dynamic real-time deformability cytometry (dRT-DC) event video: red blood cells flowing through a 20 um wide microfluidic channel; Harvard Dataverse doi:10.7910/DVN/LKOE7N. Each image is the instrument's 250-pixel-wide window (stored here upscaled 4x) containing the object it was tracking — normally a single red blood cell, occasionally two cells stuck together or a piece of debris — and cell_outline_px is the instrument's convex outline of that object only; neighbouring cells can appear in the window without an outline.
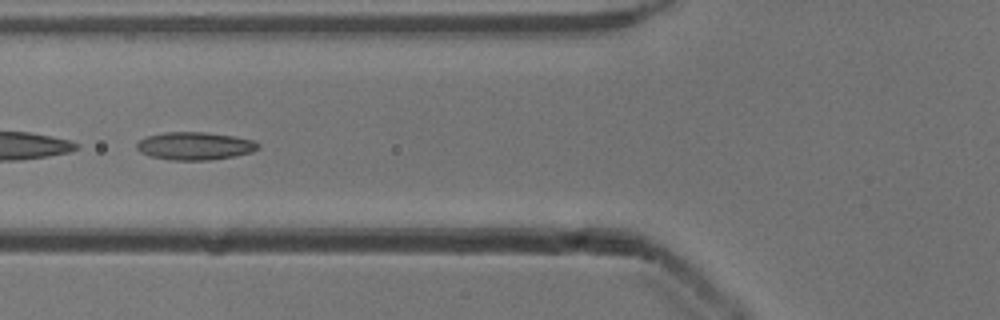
{"species": "common noctule bat (a hibernating species)", "species_latin": "Nyctalus noctula", "temperature_condition": "cold", "stored_images_in_passage": 44, "camera_frame_rate_fps": 3000, "um_per_image_px": 0.085, "animal": {"sex": "male", "body_mass_g": 13.3}, "frame": {"image": 1, "passage_image": 13, "time_ms": 4.0, "image_size_px": [1000, 320], "cell_outline_px": [[260, 148], [252, 152], [236, 156], [208, 160], [168, 160], [148, 156], [140, 152], [136, 148], [136, 144], [140, 140], [148, 136], [164, 132], [204, 132], [236, 136], [256, 140], [260, 144]], "centroid_in_image_um": [16.6, 12.41], "position_along_channel_um": 109.2, "area_um2": 20.0}}
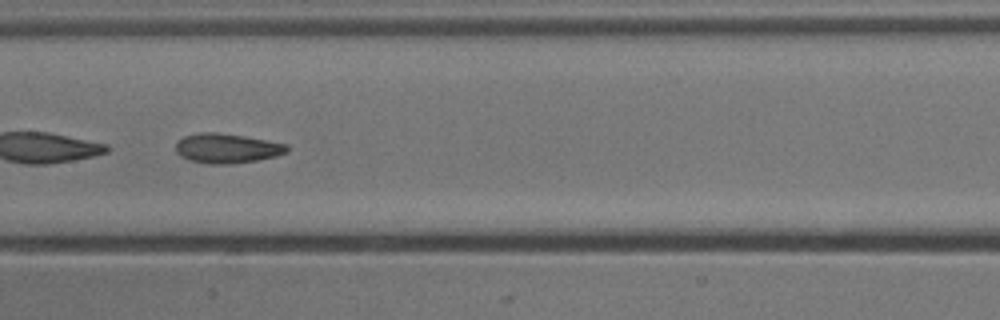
{"frame": {"image": 2, "passage_image": 19, "time_ms": 6.0, "image_size_px": [1000, 320], "cell_outline_px": [[288, 152], [276, 156], [256, 160], [228, 164], [208, 164], [188, 160], [180, 156], [176, 152], [176, 144], [184, 136], [200, 132], [216, 132], [244, 136], [288, 144]], "centroid_in_image_um": [19.28, 12.61], "position_along_channel_um": 188.1, "area_um2": 19.19}}
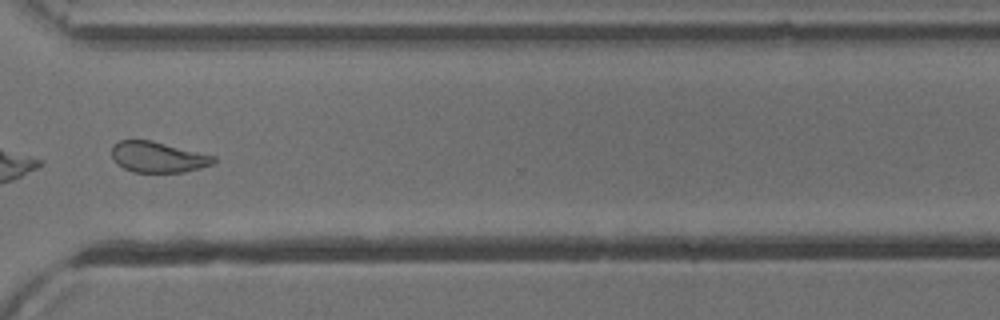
{"frame": {"image": 3, "passage_image": 32, "time_ms": 10.333, "image_size_px": [1000, 320], "cell_outline_px": [[216, 160], [212, 164], [200, 168], [184, 172], [132, 172], [116, 164], [112, 160], [112, 144], [120, 140], [152, 140], [216, 156]], "centroid_in_image_um": [13.4, 13.35], "position_along_channel_um": 357.2, "area_um2": 18.44}, "authors_computed_cell_mechanics": {"area_um2": 19.8832, "velocity_mm_per_s": 3.9149, "shape_relaxation_time_tau1_ms": 9.2663, "shape_relaxation_time_tau2_ms": 2.6054, "deformation_change_tau1": 0.1723, "deformation_change_tau2": 0.0863}}